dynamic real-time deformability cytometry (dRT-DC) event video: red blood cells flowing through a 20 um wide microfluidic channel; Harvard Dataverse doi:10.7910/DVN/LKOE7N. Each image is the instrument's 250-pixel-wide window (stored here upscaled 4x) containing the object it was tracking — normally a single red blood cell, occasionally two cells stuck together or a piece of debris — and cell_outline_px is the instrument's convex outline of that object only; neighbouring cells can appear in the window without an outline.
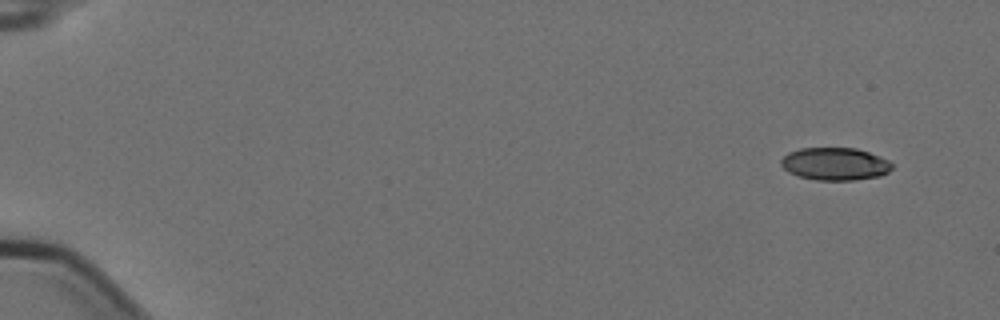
{"species": "Egyptian fruit bat (a non-hibernating species)", "species_latin": "Rousettus aegyptiacus", "temperature_condition": "cold", "stored_images_in_passage": 6, "camera_frame_rate_fps": 3000, "um_per_image_px": 0.085, "animal": {"sex": "female"}, "frame": {"image": 1, "passage_image": 1, "time_ms": 0.0, "image_size_px": [1000, 320], "cell_outline_px": [[892, 168], [888, 172], [880, 176], [856, 180], [816, 180], [800, 176], [788, 172], [780, 164], [780, 160], [788, 152], [800, 148], [856, 148], [880, 156], [888, 160], [892, 164]], "centroid_in_image_um": [70.97, 13.93], "position_along_channel_um": 14.0, "area_um2": 21.15}}
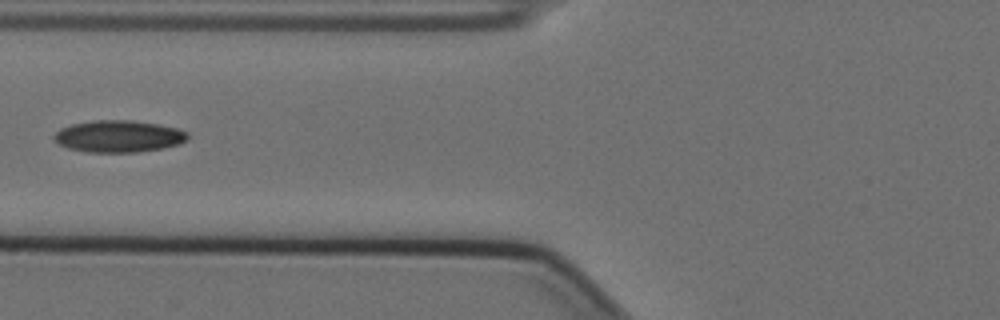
{"frame": {"image": 2, "passage_image": 6, "time_ms": 1.667, "image_size_px": [1000, 320], "cell_outline_px": [[188, 140], [180, 144], [160, 148], [136, 152], [88, 152], [68, 148], [56, 144], [52, 140], [52, 136], [60, 128], [72, 124], [96, 120], [132, 120], [156, 124], [176, 128], [188, 132]], "centroid_in_image_um": [10.04, 11.59], "position_along_channel_um": 115.8, "area_um2": 24.91}}